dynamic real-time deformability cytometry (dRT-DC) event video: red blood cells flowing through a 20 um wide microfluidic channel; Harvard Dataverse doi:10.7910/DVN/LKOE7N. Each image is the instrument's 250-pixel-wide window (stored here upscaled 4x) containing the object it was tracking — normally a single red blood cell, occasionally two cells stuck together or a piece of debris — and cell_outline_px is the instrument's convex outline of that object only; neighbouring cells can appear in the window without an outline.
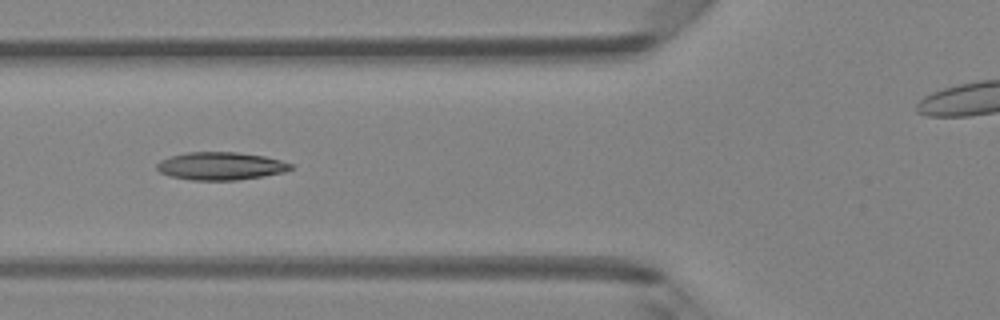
{"species": "Egyptian fruit bat (a non-hibernating species)", "species_latin": "Rousettus aegyptiacus", "temperature_condition": "room temperature", "stored_images_in_passage": 7, "segment_of_instrument_passage": [1, 2], "camera_frame_rate_fps": 3000, "um_per_image_px": 0.085, "animal": {"sex": "female"}, "frame": {"image": 1, "passage_image": 6, "time_ms": 5.667, "image_size_px": [1000, 320], "cell_outline_px": [[292, 168], [284, 172], [264, 176], [236, 180], [192, 180], [168, 176], [160, 172], [156, 168], [156, 164], [160, 160], [172, 156], [188, 152], [236, 152], [264, 156], [280, 160], [292, 164]], "centroid_in_image_um": [18.74, 14.11], "position_along_channel_um": 107.1, "area_um2": 21.68}}